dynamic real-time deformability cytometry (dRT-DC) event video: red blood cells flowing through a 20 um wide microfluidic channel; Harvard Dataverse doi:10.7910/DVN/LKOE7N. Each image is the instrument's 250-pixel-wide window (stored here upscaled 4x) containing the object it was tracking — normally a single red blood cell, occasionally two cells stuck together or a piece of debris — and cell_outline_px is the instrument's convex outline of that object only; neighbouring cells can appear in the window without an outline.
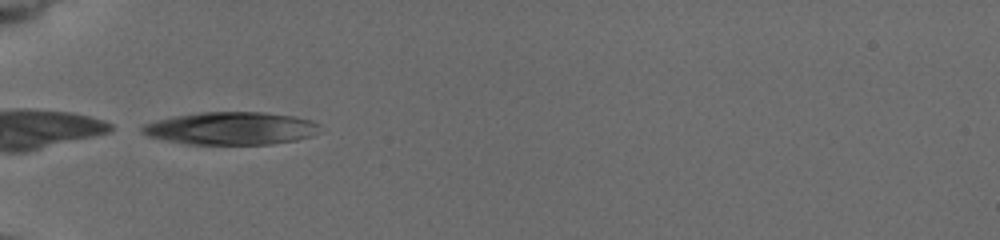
{"species": "common noctule bat (a hibernating species)", "species_latin": "Nyctalus noctula", "temperature_condition": "cold", "stored_images_in_passage": 9, "camera_frame_rate_fps": 3000, "um_per_image_px": 0.085, "animal": {"sex": "female", "body_mass_g": 19.5, "forearm_length_mm": 54.1}, "frame": {"image": 1, "passage_image": 1, "time_ms": 0.0, "image_size_px": [1000, 240], "cell_outline_px": [[320, 124], [312, 136], [296, 140], [272, 144], [184, 144], [148, 136], [140, 132], [140, 128], [144, 124], [156, 120], [172, 116], [200, 112], [264, 112], [292, 116], [312, 120]], "centroid_in_image_um": [19.59, 10.91], "position_along_channel_um": 65.4, "area_um2": 33.93}}